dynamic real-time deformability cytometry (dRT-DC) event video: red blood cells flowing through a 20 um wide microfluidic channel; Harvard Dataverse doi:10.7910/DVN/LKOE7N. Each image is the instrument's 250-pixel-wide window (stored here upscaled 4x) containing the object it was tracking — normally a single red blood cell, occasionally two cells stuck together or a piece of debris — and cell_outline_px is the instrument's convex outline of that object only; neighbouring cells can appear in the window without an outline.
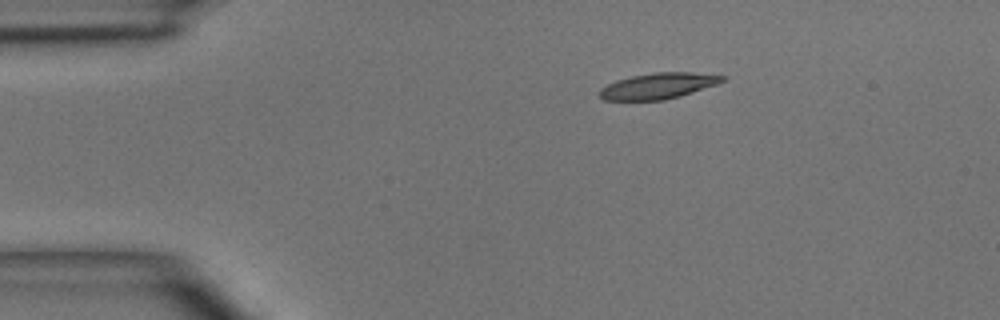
{"species": "common noctule bat (a hibernating species)", "species_latin": "Nyctalus noctula", "temperature_condition": "room temperature", "stored_images_in_passage": 3, "camera_frame_rate_fps": 3000, "um_per_image_px": 0.085, "animal": {"sex": "male", "body_mass_g": 15.6}, "frame": {"image": 1, "passage_image": 3, "time_ms": 3.333, "image_size_px": [1000, 320], "cell_outline_px": [[728, 76], [724, 80], [716, 84], [680, 96], [664, 100], [604, 100], [600, 96], [600, 88], [616, 80], [632, 76], [656, 72], [692, 72]], "centroid_in_image_um": [55.95, 7.3], "position_along_channel_um": 29.1, "area_um2": 18.38}}